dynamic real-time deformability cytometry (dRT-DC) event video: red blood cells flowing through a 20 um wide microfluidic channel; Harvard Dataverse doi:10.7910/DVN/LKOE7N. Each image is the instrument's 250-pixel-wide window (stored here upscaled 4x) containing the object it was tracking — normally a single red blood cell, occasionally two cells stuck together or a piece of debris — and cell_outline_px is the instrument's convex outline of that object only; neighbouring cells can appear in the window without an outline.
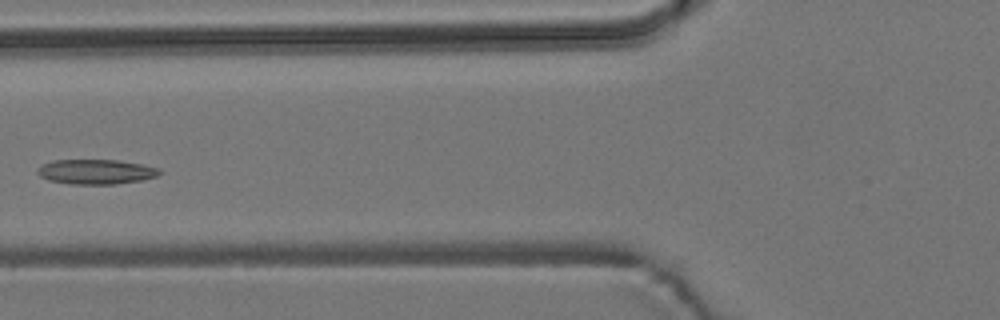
{"species": "common noctule bat (a hibernating species)", "species_latin": "Nyctalus noctula", "temperature_condition": "room temperature", "stored_images_in_passage": 6, "camera_frame_rate_fps": 3000, "um_per_image_px": 0.085, "animal": {"sex": "male", "body_mass_g": 19.2, "forearm_length_mm": 51.8}, "frame": {"image": 1, "passage_image": 5, "time_ms": 6.0, "image_size_px": [1000, 320], "cell_outline_px": [[164, 172], [156, 176], [144, 180], [116, 184], [68, 184], [48, 180], [40, 176], [36, 172], [36, 168], [40, 164], [52, 160], [116, 160], [144, 164], [160, 168]], "centroid_in_image_um": [8.16, 14.6], "position_along_channel_um": 117.6, "area_um2": 18.03}}
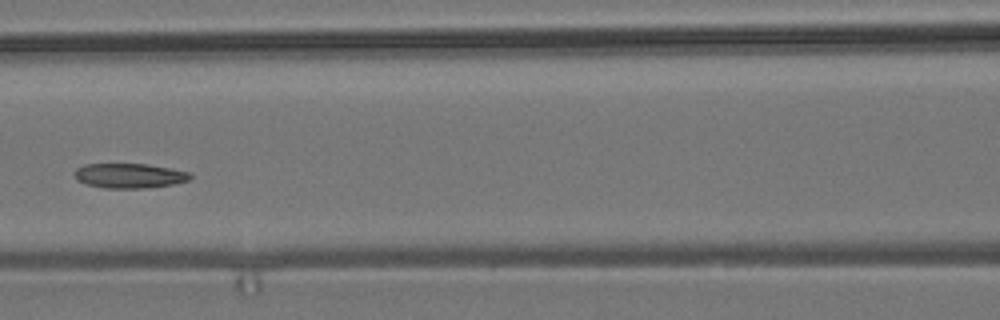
{"frame": {"image": 2, "passage_image": 6, "time_ms": 7.0, "image_size_px": [1000, 320], "cell_outline_px": [[192, 176], [188, 180], [172, 184], [144, 188], [104, 188], [88, 184], [80, 180], [72, 172], [76, 168], [84, 164], [148, 164], [192, 172]], "centroid_in_image_um": [11.02, 14.92], "position_along_channel_um": 155.6, "area_um2": 16.59}}